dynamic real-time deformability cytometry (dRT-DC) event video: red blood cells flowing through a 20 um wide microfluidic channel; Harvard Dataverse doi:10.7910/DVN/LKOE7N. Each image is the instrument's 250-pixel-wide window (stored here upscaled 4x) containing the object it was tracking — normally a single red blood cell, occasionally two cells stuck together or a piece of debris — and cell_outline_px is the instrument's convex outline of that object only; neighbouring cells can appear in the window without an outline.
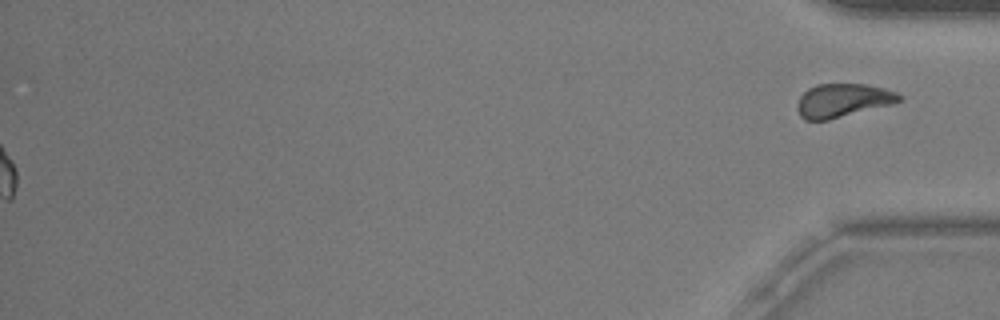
{"species": "common noctule bat (a hibernating species)", "species_latin": "Nyctalus noctula", "temperature_condition": "warm", "stored_images_in_passage": 56, "segment_of_instrument_passage": [2, 2], "camera_frame_rate_fps": 3000, "um_per_image_px": 0.085, "animal": {"sex": "male", "body_mass_g": 20.5, "forearm_length_mm": 52.5}, "frame": {"image": 1, "passage_image": 56, "time_ms": 18.333, "image_size_px": [1000, 320], "cell_outline_px": [[904, 100], [892, 104], [828, 120], [804, 120], [800, 116], [796, 108], [796, 104], [800, 96], [808, 88], [816, 84], [868, 84], [884, 88], [896, 92], [904, 96]], "centroid_in_image_um": [71.65, 8.53], "position_along_channel_um": 363.6, "area_um2": 20.17}}